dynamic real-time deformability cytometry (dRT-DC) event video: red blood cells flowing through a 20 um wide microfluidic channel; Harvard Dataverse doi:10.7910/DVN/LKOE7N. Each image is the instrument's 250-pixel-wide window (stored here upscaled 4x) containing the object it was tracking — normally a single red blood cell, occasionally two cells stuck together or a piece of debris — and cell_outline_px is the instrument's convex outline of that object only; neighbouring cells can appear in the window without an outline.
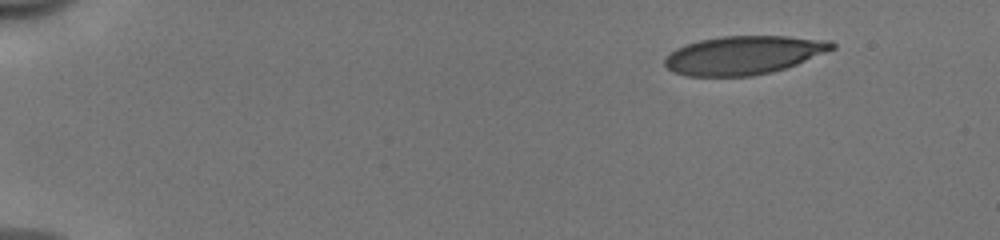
{"species": "human", "species_latin": "Homo sapiens", "temperature_condition": "cold", "stored_images_in_passage": 47, "camera_frame_rate_fps": 3000, "um_per_image_px": 0.085, "donor": {"sex": "male"}, "frame": {"image": 1, "passage_image": 1, "time_ms": 0.0, "image_size_px": [1000, 240], "cell_outline_px": [[836, 48], [796, 64], [772, 72], [752, 76], [688, 76], [672, 72], [664, 64], [664, 60], [676, 48], [684, 44], [700, 40], [724, 36], [788, 36], [832, 40], [836, 44]], "centroid_in_image_um": [63.23, 4.68], "position_along_channel_um": 21.8, "area_um2": 37.57}}
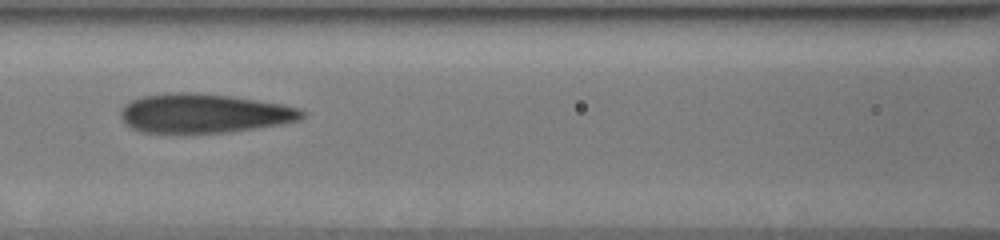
{"frame": {"image": 2, "passage_image": 20, "time_ms": 6.333, "image_size_px": [1000, 240], "cell_outline_px": [[308, 112], [300, 120], [280, 124], [256, 128], [228, 132], [140, 132], [132, 128], [120, 116], [120, 112], [124, 104], [132, 100], [144, 96], [168, 92], [196, 92], [232, 96], [280, 104], [300, 108]], "centroid_in_image_um": [17.36, 9.62], "position_along_channel_um": 149.2, "area_um2": 41.27}}
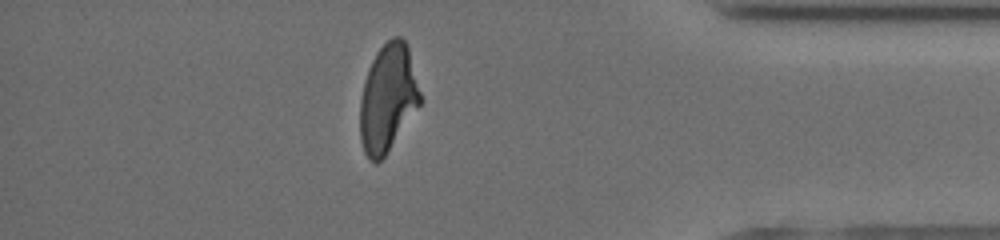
{"frame": {"image": 3, "passage_image": 41, "time_ms": 13.333, "image_size_px": [1000, 240], "cell_outline_px": [[420, 104], [384, 156], [376, 164], [368, 160], [364, 152], [360, 140], [360, 100], [364, 80], [368, 68], [376, 52], [392, 36], [400, 36], [404, 40], [408, 48], [420, 92]], "centroid_in_image_um": [32.93, 8.34], "position_along_channel_um": 402.3, "area_um2": 37.34}, "authors_computed_cell_mechanics": {"area_um2": 39.9976, "velocity_mm_per_s": 3.9847, "shape_relaxation_time_tau1_ms": 6.6705, "shape_relaxation_time_tau2_ms": 1.3523, "deformation_change_tau1": 0.2345, "deformation_change_tau2": 0.1045}}